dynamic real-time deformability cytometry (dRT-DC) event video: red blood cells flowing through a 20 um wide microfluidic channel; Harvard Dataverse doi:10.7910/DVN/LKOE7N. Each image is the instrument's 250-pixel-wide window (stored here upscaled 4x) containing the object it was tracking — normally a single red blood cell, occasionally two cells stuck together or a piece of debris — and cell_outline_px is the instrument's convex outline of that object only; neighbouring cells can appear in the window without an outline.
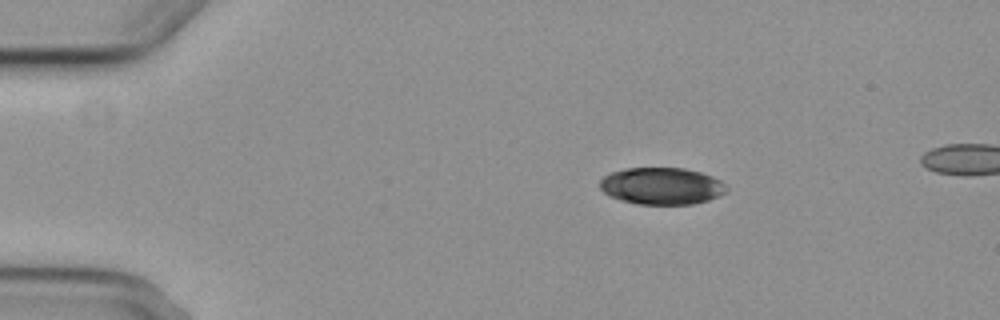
{"species": "common noctule bat (a hibernating species)", "species_latin": "Nyctalus noctula", "temperature_condition": "cold", "stored_images_in_passage": 5, "camera_frame_rate_fps": 3000, "um_per_image_px": 0.085, "animal": {"sex": "female", "body_mass_g": 29.2, "forearm_length_mm": 56.3}, "frame": {"image": 1, "passage_image": 3, "time_ms": 2.333, "image_size_px": [1000, 320], "cell_outline_px": [[728, 188], [720, 196], [708, 200], [692, 204], [640, 204], [620, 200], [608, 196], [600, 188], [600, 180], [604, 176], [612, 172], [624, 168], [684, 168], [700, 172], [712, 176], [720, 180]], "centroid_in_image_um": [56.23, 15.81], "position_along_channel_um": 28.8, "area_um2": 27.28}}